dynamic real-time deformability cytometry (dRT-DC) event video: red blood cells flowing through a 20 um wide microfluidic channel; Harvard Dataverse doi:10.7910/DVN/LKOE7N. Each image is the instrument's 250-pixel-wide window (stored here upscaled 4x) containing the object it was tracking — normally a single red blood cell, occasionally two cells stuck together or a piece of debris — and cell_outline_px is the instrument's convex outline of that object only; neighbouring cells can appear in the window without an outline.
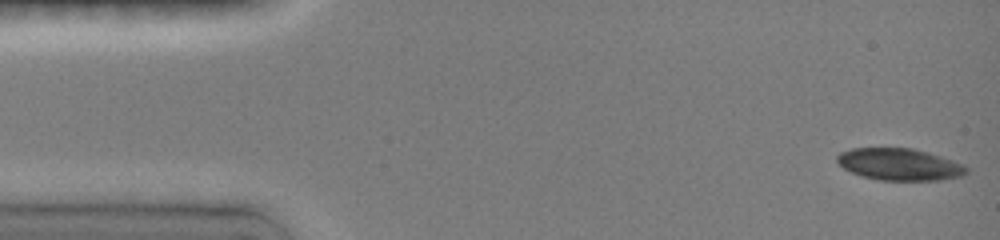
{"species": "common noctule bat (a hibernating species)", "species_latin": "Nyctalus noctula", "temperature_condition": "room temperature", "stored_images_in_passage": 8, "camera_frame_rate_fps": 3000, "um_per_image_px": 0.085, "animal": {"sex": "female", "body_mass_g": 19.0, "forearm_length_mm": 51.5}, "frame": {"image": 1, "passage_image": 1, "time_ms": 0.0, "image_size_px": [1000, 240], "cell_outline_px": [[968, 172], [964, 176], [940, 180], [880, 180], [860, 176], [844, 168], [836, 160], [836, 156], [840, 152], [852, 148], [912, 148], [928, 152], [964, 164], [968, 168]], "centroid_in_image_um": [76.48, 13.97], "position_along_channel_um": 8.5, "area_um2": 24.16}}
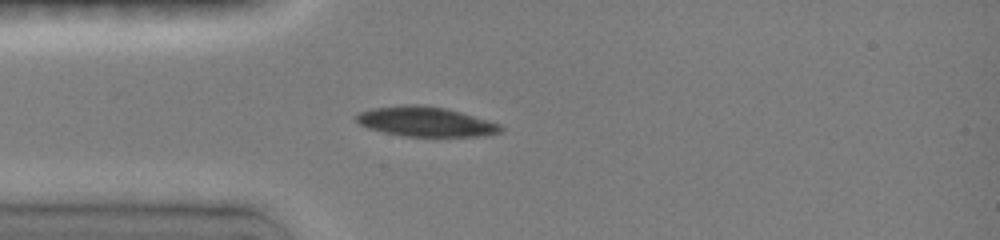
{"frame": {"image": 2, "passage_image": 7, "time_ms": 3.667, "image_size_px": [1000, 240], "cell_outline_px": [[504, 128], [500, 132], [484, 136], [404, 136], [384, 132], [368, 128], [360, 124], [352, 116], [360, 112], [372, 108], [400, 104], [424, 104], [448, 108], [488, 120], [500, 124]], "centroid_in_image_um": [36.16, 10.32], "position_along_channel_um": 48.8, "area_um2": 25.32}}